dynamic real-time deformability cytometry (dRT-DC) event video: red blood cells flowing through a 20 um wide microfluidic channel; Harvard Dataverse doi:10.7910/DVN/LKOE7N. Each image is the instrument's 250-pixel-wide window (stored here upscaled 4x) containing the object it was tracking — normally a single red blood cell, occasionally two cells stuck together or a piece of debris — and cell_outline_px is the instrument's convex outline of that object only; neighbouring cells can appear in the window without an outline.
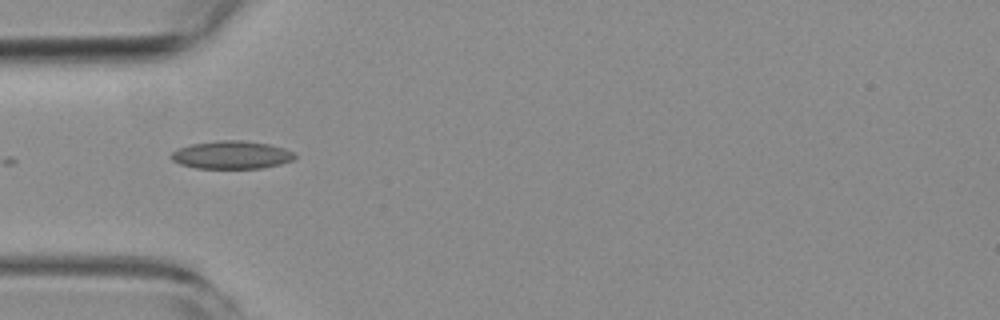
{"species": "common noctule bat (a hibernating species)", "species_latin": "Nyctalus noctula", "temperature_condition": "room temperature", "stored_images_in_passage": 5, "camera_frame_rate_fps": 3000, "um_per_image_px": 0.085, "animal": {"sex": "female", "body_mass_g": 19.3, "forearm_length_mm": 54.1}, "frame": {"image": 1, "passage_image": 5, "time_ms": 4.667, "image_size_px": [1000, 320], "cell_outline_px": [[296, 156], [292, 160], [280, 164], [264, 168], [196, 168], [180, 164], [172, 160], [172, 152], [180, 148], [192, 144], [216, 140], [240, 140], [268, 144], [284, 148], [296, 152]], "centroid_in_image_um": [19.72, 13.17], "position_along_channel_um": 65.3, "area_um2": 20.06}}